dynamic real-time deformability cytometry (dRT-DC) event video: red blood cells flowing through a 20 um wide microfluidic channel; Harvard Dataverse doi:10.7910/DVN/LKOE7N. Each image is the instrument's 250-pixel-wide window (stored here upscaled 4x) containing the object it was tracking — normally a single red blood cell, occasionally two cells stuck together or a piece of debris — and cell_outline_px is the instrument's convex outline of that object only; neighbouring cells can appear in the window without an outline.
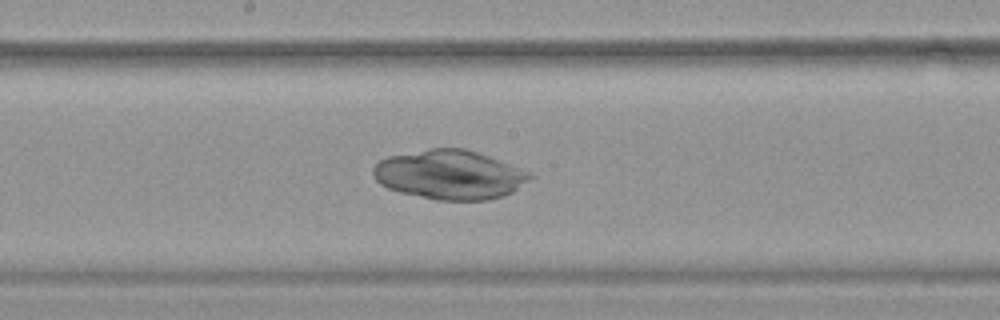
{"species": "common noctule bat (a hibernating species)", "species_latin": "Nyctalus noctula", "temperature_condition": "warm", "stored_images_in_passage": 48, "camera_frame_rate_fps": 3000, "um_per_image_px": 0.085, "animal": {"sex": "female", "body_mass_g": 19.9}, "frame": {"image": 1, "passage_image": 27, "time_ms": 8.667, "image_size_px": [1000, 320], "cell_outline_px": [[536, 176], [512, 192], [504, 196], [484, 200], [436, 200], [400, 192], [388, 188], [380, 184], [372, 176], [372, 168], [380, 160], [388, 156], [428, 148], [464, 148], [488, 156], [532, 172]], "centroid_in_image_um": [38.22, 14.85], "position_along_channel_um": 210.0, "area_um2": 45.14}}
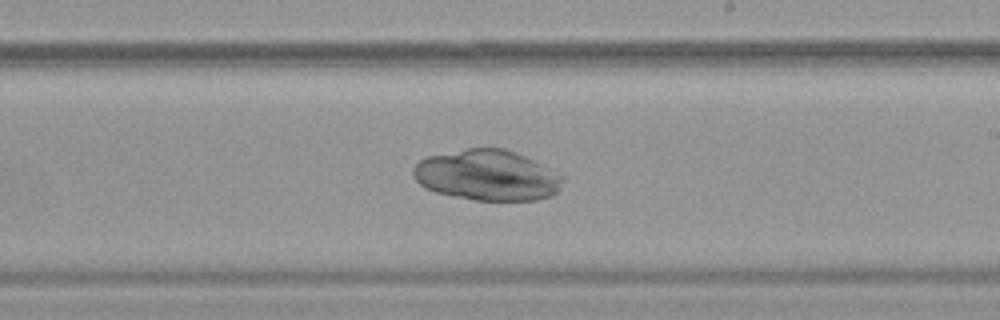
{"frame": {"image": 2, "passage_image": 30, "time_ms": 9.667, "image_size_px": [1000, 320], "cell_outline_px": [[568, 176], [556, 192], [552, 196], [536, 200], [476, 200], [436, 192], [420, 184], [412, 176], [412, 168], [420, 160], [428, 156], [468, 148], [504, 148], [524, 156]], "centroid_in_image_um": [41.45, 14.9], "position_along_channel_um": 247.5, "area_um2": 44.16}}